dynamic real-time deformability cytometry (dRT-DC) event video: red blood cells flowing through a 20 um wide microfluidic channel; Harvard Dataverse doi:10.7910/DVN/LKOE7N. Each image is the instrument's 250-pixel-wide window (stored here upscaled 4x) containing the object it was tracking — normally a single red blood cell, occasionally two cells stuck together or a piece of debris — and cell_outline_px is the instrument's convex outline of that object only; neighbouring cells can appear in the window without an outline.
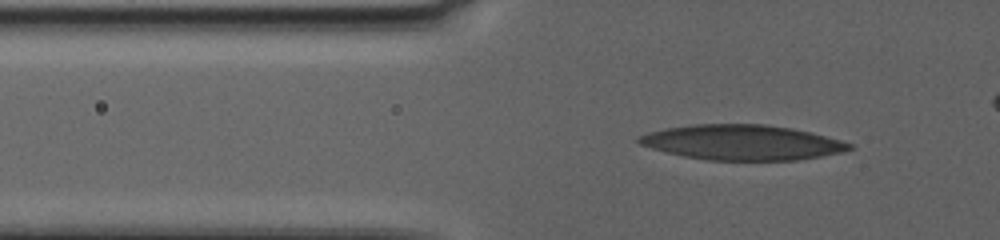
{"species": "human", "species_latin": "Homo sapiens", "temperature_condition": "warm", "stored_images_in_passage": 91, "camera_frame_rate_fps": 3000, "um_per_image_px": 0.085, "donor": {"sex": "female"}, "frame": {"image": 1, "passage_image": 36, "time_ms": 11.667, "image_size_px": [1000, 240], "cell_outline_px": [[852, 148], [840, 152], [820, 156], [796, 160], [708, 160], [684, 156], [652, 148], [640, 144], [636, 140], [640, 136], [648, 132], [668, 128], [696, 124], [764, 124], [792, 128], [840, 140], [852, 144]], "centroid_in_image_um": [63.06, 12.1], "position_along_channel_um": 62.7, "area_um2": 42.48}}
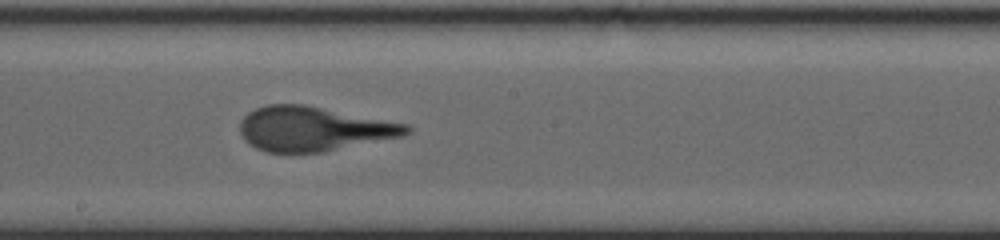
{"frame": {"image": 2, "passage_image": 59, "time_ms": 19.333, "image_size_px": [1000, 240], "cell_outline_px": [[412, 132], [400, 136], [324, 152], [264, 152], [248, 144], [244, 140], [240, 132], [240, 120], [248, 112], [256, 108], [268, 104], [304, 104], [408, 124], [412, 128]], "centroid_in_image_um": [26.61, 10.95], "position_along_channel_um": 221.6, "area_um2": 43.12}}
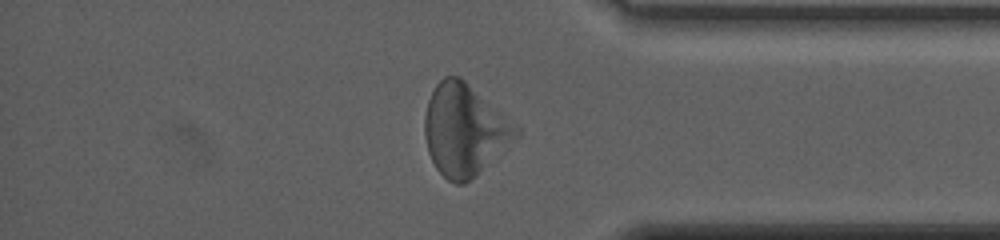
{"frame": {"image": 3, "passage_image": 82, "time_ms": 27.0, "image_size_px": [1000, 240], "cell_outline_px": [[520, 136], [464, 184], [456, 184], [448, 180], [436, 168], [428, 152], [424, 136], [424, 116], [428, 100], [436, 84], [444, 76], [460, 76], [520, 128]], "centroid_in_image_um": [39.46, 11.03], "position_along_channel_um": 395.7, "area_um2": 48.32}}